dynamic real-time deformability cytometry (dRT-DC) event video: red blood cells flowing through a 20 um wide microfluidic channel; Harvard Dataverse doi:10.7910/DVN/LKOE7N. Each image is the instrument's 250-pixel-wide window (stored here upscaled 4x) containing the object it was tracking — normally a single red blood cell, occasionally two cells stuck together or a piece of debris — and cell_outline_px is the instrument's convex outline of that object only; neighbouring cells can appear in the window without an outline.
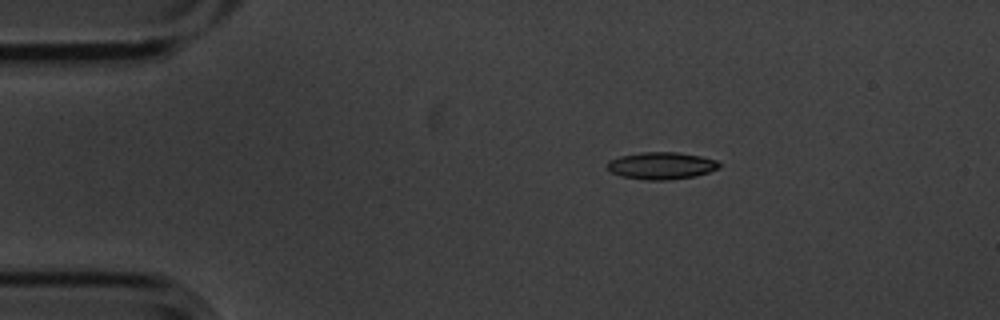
{"species": "common noctule bat (a hibernating species)", "species_latin": "Nyctalus noctula", "temperature_condition": "cold", "stored_images_in_passage": 4, "camera_frame_rate_fps": 3000, "um_per_image_px": 0.085, "animal": {"sex": "male", "body_mass_g": 20.1, "forearm_length_mm": 53.5}, "frame": {"image": 1, "passage_image": 1, "time_ms": 0.0, "image_size_px": [1000, 320], "cell_outline_px": [[720, 168], [696, 176], [668, 180], [644, 180], [620, 176], [612, 172], [604, 164], [608, 160], [620, 156], [640, 152], [676, 152], [700, 156], [716, 160], [720, 164]], "centroid_in_image_um": [56.18, 14.08], "position_along_channel_um": 28.8, "area_um2": 17.86}}
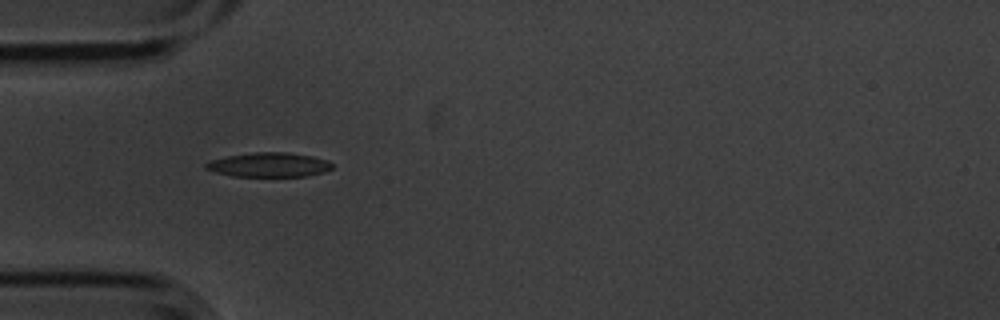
{"frame": {"image": 2, "passage_image": 3, "time_ms": 0.667, "image_size_px": [1000, 320], "cell_outline_px": [[332, 168], [324, 172], [308, 176], [232, 176], [216, 172], [204, 168], [204, 164], [212, 160], [228, 156], [252, 152], [288, 152], [312, 156], [328, 160], [332, 164]], "centroid_in_image_um": [22.88, 14.0], "position_along_channel_um": 62.1, "area_um2": 17.92}}
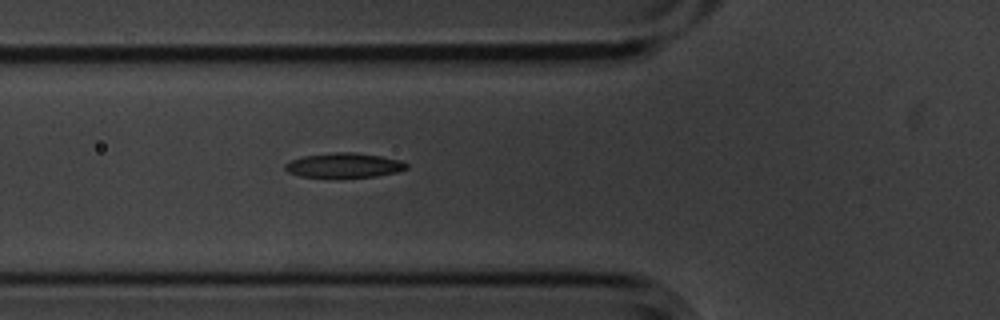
{"frame": {"image": 3, "passage_image": 4, "time_ms": 1.0, "image_size_px": [1000, 320], "cell_outline_px": [[408, 168], [396, 172], [376, 176], [336, 180], [300, 176], [288, 172], [284, 168], [284, 164], [292, 160], [304, 156], [336, 152], [356, 152], [380, 156], [400, 160], [408, 164]], "centroid_in_image_um": [29.22, 14.09], "position_along_channel_um": 96.6, "area_um2": 18.09}}